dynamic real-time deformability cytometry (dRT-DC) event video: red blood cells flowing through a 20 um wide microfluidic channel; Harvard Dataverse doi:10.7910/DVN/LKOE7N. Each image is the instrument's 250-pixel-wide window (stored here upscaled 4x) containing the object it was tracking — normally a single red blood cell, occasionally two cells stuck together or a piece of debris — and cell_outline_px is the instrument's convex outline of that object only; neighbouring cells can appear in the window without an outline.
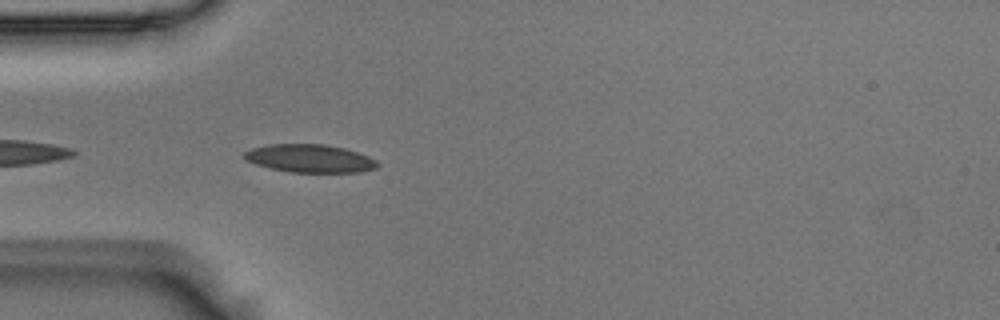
{"species": "Egyptian fruit bat (a non-hibernating species)", "species_latin": "Rousettus aegyptiacus", "temperature_condition": "room temperature", "stored_images_in_passage": 6, "camera_frame_rate_fps": 3000, "um_per_image_px": 0.085, "animal": {"sex": "male"}, "frame": {"image": 1, "passage_image": 2, "time_ms": 0.333, "image_size_px": [1000, 320], "cell_outline_px": [[380, 164], [376, 168], [360, 172], [288, 172], [256, 164], [244, 160], [244, 152], [252, 148], [268, 144], [324, 144], [344, 148], [368, 156], [376, 160]], "centroid_in_image_um": [26.33, 13.46], "position_along_channel_um": 58.7, "area_um2": 21.73}}